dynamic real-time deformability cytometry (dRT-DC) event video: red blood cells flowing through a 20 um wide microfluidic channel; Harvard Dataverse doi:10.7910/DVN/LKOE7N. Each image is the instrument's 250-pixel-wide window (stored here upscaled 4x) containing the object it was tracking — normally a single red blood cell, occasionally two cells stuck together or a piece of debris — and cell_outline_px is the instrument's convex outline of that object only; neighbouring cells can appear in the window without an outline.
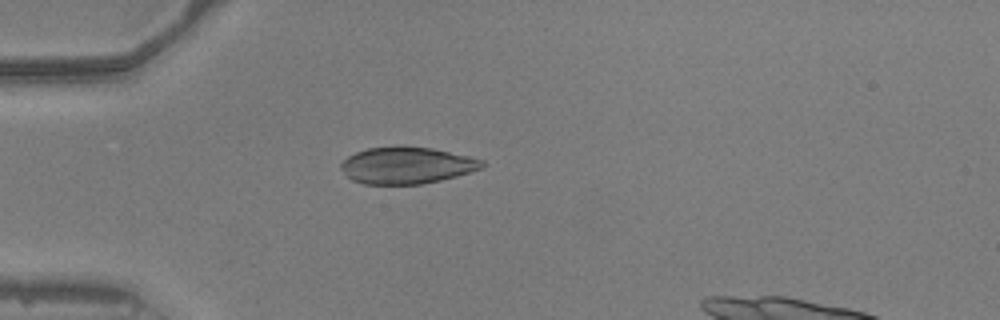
{"species": "common noctule bat (a hibernating species)", "species_latin": "Nyctalus noctula", "temperature_condition": "warm", "stored_images_in_passage": 13, "camera_frame_rate_fps": 3000, "um_per_image_px": 0.085, "animal": {"sex": "male", "body_mass_g": 20.5, "forearm_length_mm": 52.5}, "frame": {"image": 1, "passage_image": 1, "time_ms": 0.0, "image_size_px": [1000, 320], "cell_outline_px": [[484, 164], [480, 168], [456, 176], [440, 180], [420, 184], [364, 184], [352, 180], [340, 168], [340, 164], [348, 156], [356, 152], [368, 148], [396, 144], [400, 144], [432, 148], [468, 156], [484, 160]], "centroid_in_image_um": [34.53, 14.03], "position_along_channel_um": 50.5, "area_um2": 30.4}}
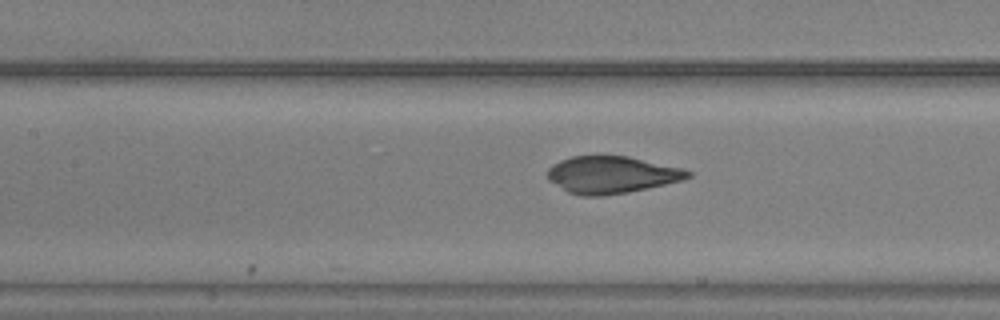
{"frame": {"image": 2, "passage_image": 10, "time_ms": 3.0, "image_size_px": [1000, 320], "cell_outline_px": [[692, 176], [684, 180], [628, 192], [600, 196], [580, 196], [568, 192], [548, 180], [548, 168], [552, 164], [560, 160], [572, 156], [628, 156], [684, 168], [692, 172]], "centroid_in_image_um": [52.0, 14.85], "position_along_channel_um": 155.4, "area_um2": 30.46}}
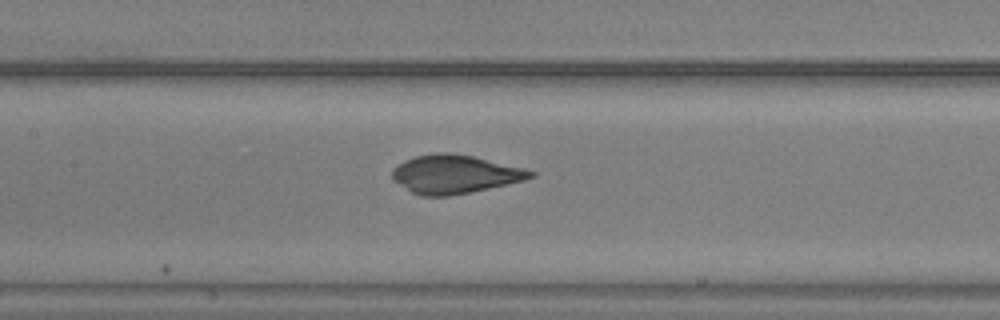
{"frame": {"image": 3, "passage_image": 11, "time_ms": 3.333, "image_size_px": [1000, 320], "cell_outline_px": [[308, 284], [148, 284], [160, 268], [164, 264], [168, 264], [268, 268]], "centroid_in_image_um": [18.63, 23.42], "position_along_channel_um": 188.8, "area_um2": 17.11}}